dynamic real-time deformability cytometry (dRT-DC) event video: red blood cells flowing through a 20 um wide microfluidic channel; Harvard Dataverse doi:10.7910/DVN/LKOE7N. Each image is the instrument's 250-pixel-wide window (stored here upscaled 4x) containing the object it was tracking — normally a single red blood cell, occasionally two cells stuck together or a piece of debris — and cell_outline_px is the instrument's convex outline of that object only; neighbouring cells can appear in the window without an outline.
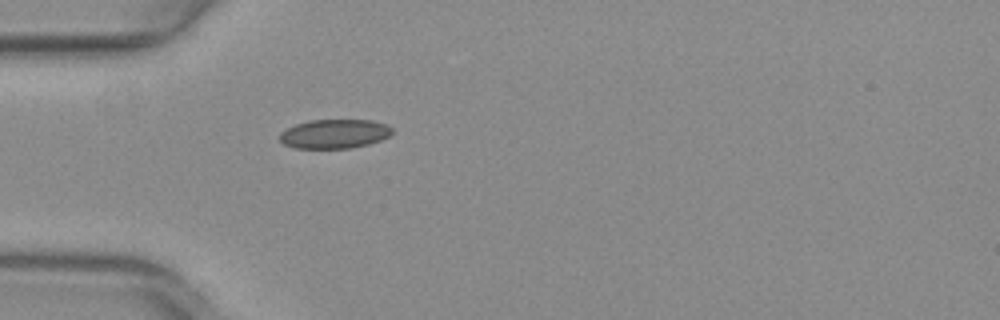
{"species": "common noctule bat (a hibernating species)", "species_latin": "Nyctalus noctula", "temperature_condition": "warm", "stored_images_in_passage": 37, "camera_frame_rate_fps": 3000, "um_per_image_px": 0.085, "animal": {"sex": "female", "body_mass_g": 29.2, "forearm_length_mm": 56.3}, "frame": {"image": 1, "passage_image": 1, "time_ms": 0.0, "image_size_px": [1000, 320], "cell_outline_px": [[392, 132], [388, 136], [380, 140], [368, 144], [352, 148], [296, 148], [284, 144], [280, 140], [280, 132], [296, 124], [308, 120], [372, 120], [388, 124], [392, 128]], "centroid_in_image_um": [28.44, 11.37], "position_along_channel_um": 56.6, "area_um2": 19.07}}
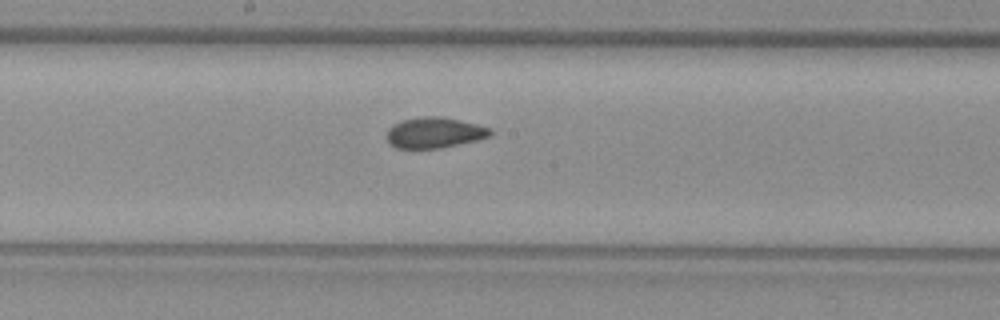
{"frame": {"image": 2, "passage_image": 13, "time_ms": 4.0, "image_size_px": [1000, 320], "cell_outline_px": [[492, 132], [488, 136], [476, 140], [440, 148], [396, 148], [388, 144], [384, 136], [388, 128], [404, 120], [424, 116], [444, 116], [492, 128]], "centroid_in_image_um": [36.88, 11.28], "position_along_channel_um": 211.3, "area_um2": 18.55}}
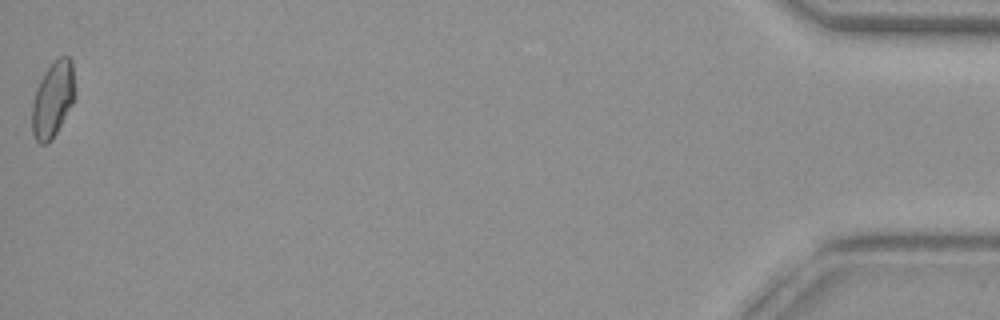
{"frame": {"image": 3, "passage_image": 37, "time_ms": 12.0, "image_size_px": [1000, 320], "cell_outline_px": [[76, 96], [72, 104], [52, 140], [48, 144], [40, 144], [36, 140], [32, 132], [32, 104], [36, 88], [44, 72], [60, 56], [68, 56], [72, 60], [76, 92]], "centroid_in_image_um": [4.51, 8.45], "position_along_channel_um": 430.7, "area_um2": 19.07}, "authors_computed_cell_mechanics": {"area_um2": 18.6116, "velocity_mm_per_s": 4.0154, "shape_relaxation_time_tau1_ms": null, "shape_relaxation_time_tau2_ms": 1.7602, "deformation_change_tau1": null, "deformation_change_tau2": 0.0602}}